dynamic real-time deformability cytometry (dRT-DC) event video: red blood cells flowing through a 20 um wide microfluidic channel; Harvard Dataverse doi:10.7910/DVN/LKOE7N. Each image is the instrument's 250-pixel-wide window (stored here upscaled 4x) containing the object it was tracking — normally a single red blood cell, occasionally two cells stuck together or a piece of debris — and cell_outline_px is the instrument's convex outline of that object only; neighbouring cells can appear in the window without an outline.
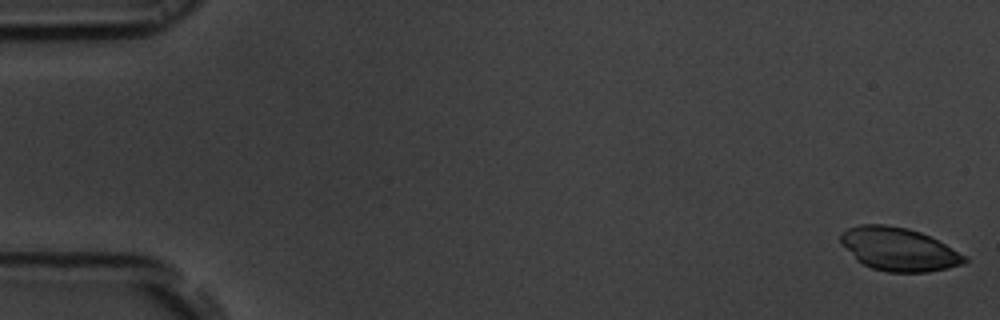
{"species": "common noctule bat (a hibernating species)", "species_latin": "Nyctalus noctula", "temperature_condition": "room temperature", "stored_images_in_passage": 53, "camera_frame_rate_fps": 3000, "um_per_image_px": 0.085, "animal": {"sex": "male", "body_mass_g": 19.5, "forearm_length_mm": 54.6}, "frame": {"image": 1, "passage_image": 1, "time_ms": 0.0, "image_size_px": [1000, 320], "cell_outline_px": [[968, 260], [964, 264], [948, 268], [928, 272], [888, 272], [872, 268], [856, 260], [840, 240], [840, 232], [848, 228], [860, 224], [884, 224], [908, 228], [920, 232], [968, 256]], "centroid_in_image_um": [76.4, 21.18], "position_along_channel_um": 8.6, "area_um2": 31.1}}